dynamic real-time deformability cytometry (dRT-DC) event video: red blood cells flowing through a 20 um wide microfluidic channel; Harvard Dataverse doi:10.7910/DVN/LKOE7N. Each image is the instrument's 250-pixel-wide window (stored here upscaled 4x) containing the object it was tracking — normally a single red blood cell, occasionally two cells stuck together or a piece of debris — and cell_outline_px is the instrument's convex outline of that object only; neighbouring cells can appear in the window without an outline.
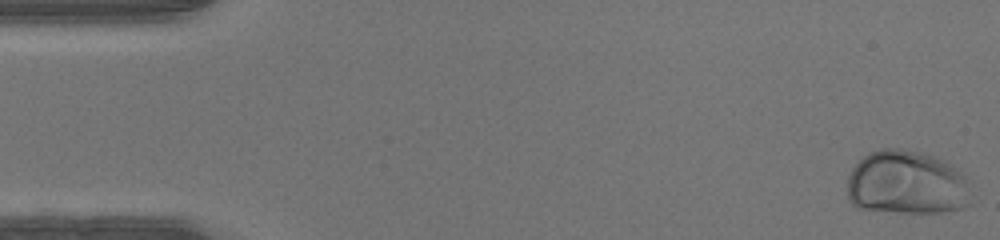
{"species": "human", "species_latin": "Homo sapiens", "temperature_condition": "warm", "stored_images_in_passage": 46, "camera_frame_rate_fps": 3000, "um_per_image_px": 0.085, "donor": {"sex": "male"}, "frame": {"image": 1, "passage_image": 1, "time_ms": 0.0, "image_size_px": [1000, 240], "cell_outline_px": [[972, 204], [960, 208], [940, 212], [900, 212], [856, 208], [848, 200], [848, 176], [852, 168], [868, 152], [880, 148], [900, 148], [920, 152], [944, 160], [956, 168], [964, 176]], "centroid_in_image_um": [77.03, 15.54], "position_along_channel_um": 8.0, "area_um2": 46.3}}
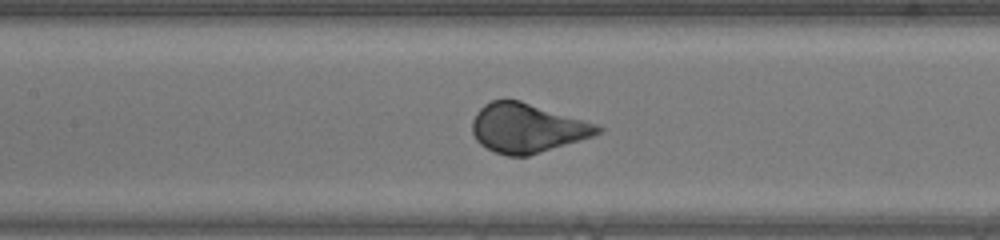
{"frame": {"image": 2, "passage_image": 21, "time_ms": 6.667, "image_size_px": [1000, 240], "cell_outline_px": [[604, 132], [580, 140], [528, 156], [508, 156], [496, 152], [480, 144], [476, 140], [472, 132], [472, 120], [476, 112], [484, 104], [492, 100], [520, 100], [584, 120], [596, 124], [604, 128]], "centroid_in_image_um": [44.8, 10.88], "position_along_channel_um": 162.6, "area_um2": 35.78}}
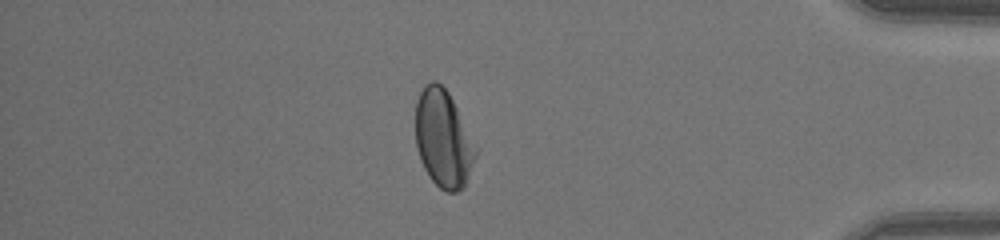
{"frame": {"image": 3, "passage_image": 40, "time_ms": 13.0, "image_size_px": [1000, 240], "cell_outline_px": [[476, 156], [464, 188], [456, 192], [448, 192], [440, 188], [428, 176], [420, 160], [416, 148], [416, 100], [424, 84], [432, 80], [436, 80], [448, 92], [476, 148]], "centroid_in_image_um": [37.64, 11.81], "position_along_channel_um": 397.6, "area_um2": 33.81}}